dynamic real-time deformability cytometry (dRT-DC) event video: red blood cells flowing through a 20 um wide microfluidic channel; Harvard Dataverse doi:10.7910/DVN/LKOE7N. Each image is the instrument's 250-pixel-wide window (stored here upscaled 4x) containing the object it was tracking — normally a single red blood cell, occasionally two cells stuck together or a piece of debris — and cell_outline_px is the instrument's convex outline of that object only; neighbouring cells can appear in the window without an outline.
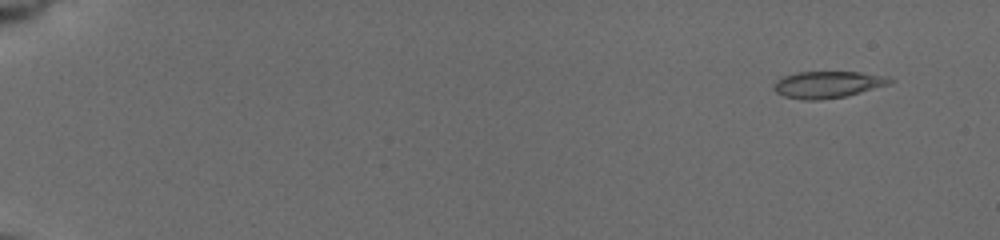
{"species": "common noctule bat (a hibernating species)", "species_latin": "Nyctalus noctula", "temperature_condition": "cold", "stored_images_in_passage": 57, "camera_frame_rate_fps": 3000, "um_per_image_px": 0.085, "animal": {"sex": "female", "body_mass_g": 19.5, "forearm_length_mm": 54.1}, "frame": {"image": 1, "passage_image": 5, "time_ms": 1.333, "image_size_px": [1000, 240], "cell_outline_px": [[892, 80], [884, 84], [860, 92], [844, 96], [812, 100], [804, 100], [784, 96], [776, 92], [776, 80], [784, 76], [796, 72], [860, 72], [888, 76]], "centroid_in_image_um": [70.3, 7.17], "position_along_channel_um": 14.7, "area_um2": 17.46}}
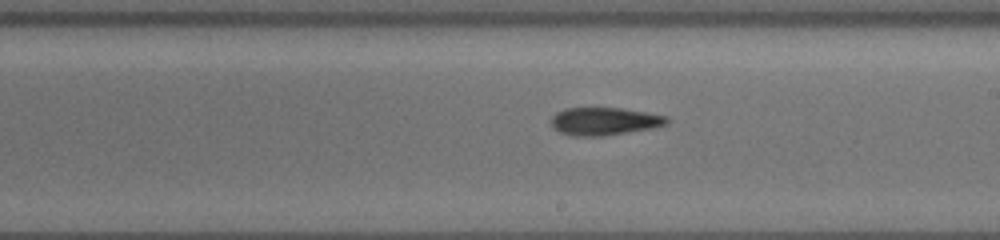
{"frame": {"image": 2, "passage_image": 36, "time_ms": 11.667, "image_size_px": [1000, 240], "cell_outline_px": [[668, 120], [664, 124], [648, 128], [596, 136], [580, 136], [560, 132], [552, 124], [552, 116], [556, 112], [564, 108], [620, 108], [668, 116]], "centroid_in_image_um": [51.32, 10.28], "position_along_channel_um": 237.7, "area_um2": 17.98}}
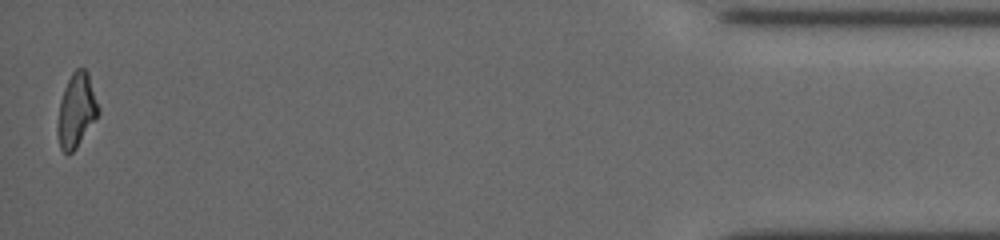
{"frame": {"image": 3, "passage_image": 57, "time_ms": 18.667, "image_size_px": [1000, 240], "cell_outline_px": [[100, 112], [76, 148], [72, 152], [64, 152], [60, 148], [56, 132], [56, 128], [60, 100], [64, 88], [72, 72], [76, 68], [84, 68], [88, 72], [100, 108]], "centroid_in_image_um": [6.49, 9.37], "position_along_channel_um": 428.7, "area_um2": 17.63}, "authors_computed_cell_mechanics": {"area_um2": 18.0914, "velocity_mm_per_s": 3.7683, "shape_relaxation_time_tau1_ms": 5.4462, "shape_relaxation_time_tau2_ms": 7.2178, "deformation_change_tau1": 0.1536, "deformation_change_tau2": 0.1483}}